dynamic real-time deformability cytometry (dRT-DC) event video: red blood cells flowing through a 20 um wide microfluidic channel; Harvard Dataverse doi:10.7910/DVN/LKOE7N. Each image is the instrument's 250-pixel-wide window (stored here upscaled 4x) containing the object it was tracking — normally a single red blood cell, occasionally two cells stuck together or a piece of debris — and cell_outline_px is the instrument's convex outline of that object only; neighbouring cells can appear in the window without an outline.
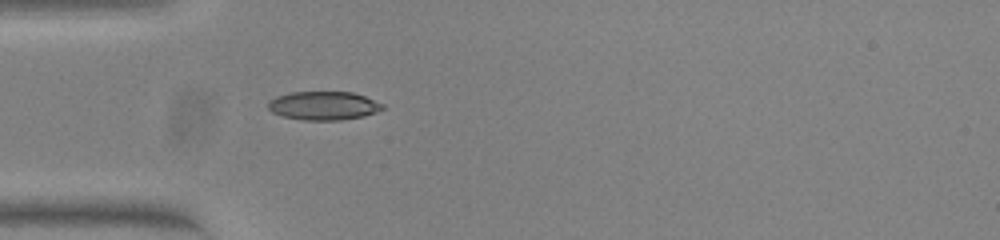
{"species": "common noctule bat (a hibernating species)", "species_latin": "Nyctalus noctula", "temperature_condition": "warm", "stored_images_in_passage": 38, "camera_frame_rate_fps": 3000, "um_per_image_px": 0.085, "animal": {"sex": "female", "body_mass_g": 23.0, "forearm_length_mm": 53.4}, "frame": {"image": 1, "passage_image": 1, "time_ms": 0.0, "image_size_px": [1000, 240], "cell_outline_px": [[384, 108], [376, 112], [364, 116], [340, 120], [304, 120], [284, 116], [272, 112], [268, 108], [268, 100], [276, 96], [292, 92], [352, 92], [364, 96], [384, 104]], "centroid_in_image_um": [27.5, 8.98], "position_along_channel_um": 57.5, "area_um2": 19.02}}
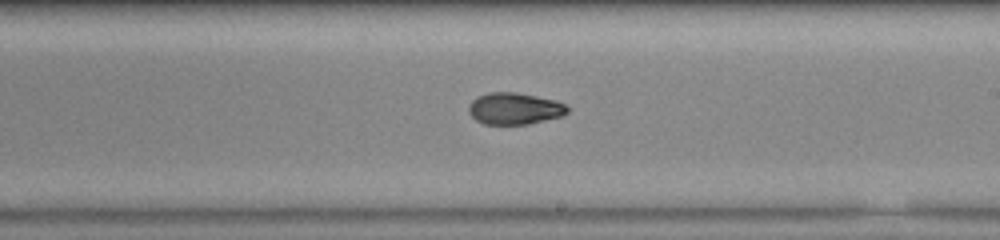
{"frame": {"image": 2, "passage_image": 16, "time_ms": 5.0, "image_size_px": [1000, 240], "cell_outline_px": [[568, 112], [560, 116], [528, 124], [484, 124], [476, 120], [468, 112], [468, 108], [472, 100], [476, 96], [488, 92], [516, 92], [556, 100], [564, 104], [568, 108]], "centroid_in_image_um": [43.7, 9.22], "position_along_channel_um": 245.3, "area_um2": 18.21}}
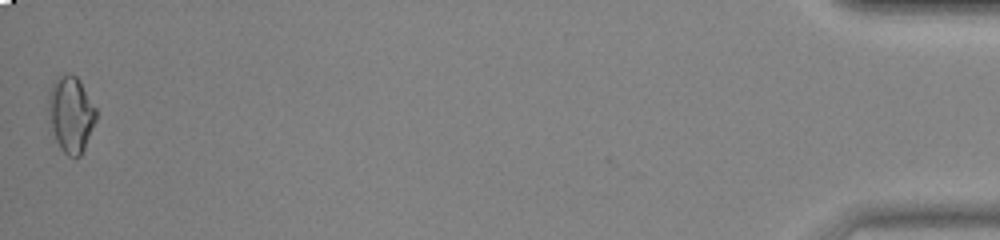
{"frame": {"image": 3, "passage_image": 38, "time_ms": 12.333, "image_size_px": [1000, 240], "cell_outline_px": [[96, 120], [84, 148], [80, 156], [68, 156], [60, 148], [56, 140], [52, 128], [48, 112], [48, 92], [52, 84], [60, 76], [68, 72], [72, 72], [80, 80], [96, 108]], "centroid_in_image_um": [6.03, 9.67], "position_along_channel_um": 429.2, "area_um2": 21.04}, "authors_computed_cell_mechanics": {"area_um2": 18.8428, "velocity_mm_per_s": 3.8354, "shape_relaxation_time_tau1_ms": null, "shape_relaxation_time_tau2_ms": 1.8784, "deformation_change_tau1": null, "deformation_change_tau2": 0.0503}}